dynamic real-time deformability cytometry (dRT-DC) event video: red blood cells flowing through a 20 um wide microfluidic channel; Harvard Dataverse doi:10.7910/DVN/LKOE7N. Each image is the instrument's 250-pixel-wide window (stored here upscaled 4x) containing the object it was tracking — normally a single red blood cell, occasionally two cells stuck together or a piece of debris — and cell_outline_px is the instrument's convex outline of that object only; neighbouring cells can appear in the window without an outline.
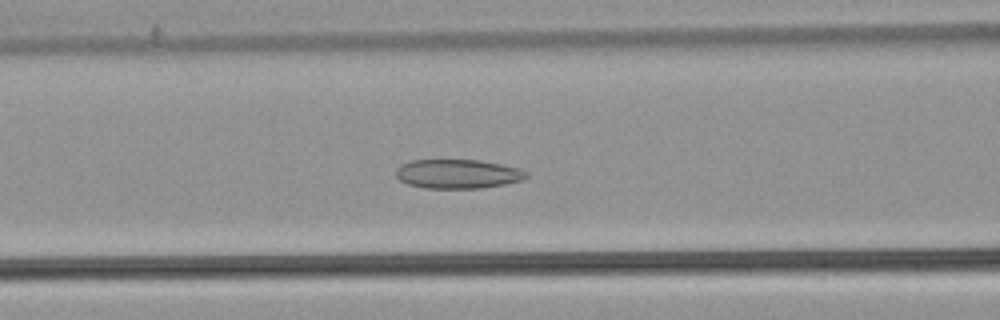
{"species": "common noctule bat (a hibernating species)", "species_latin": "Nyctalus noctula", "temperature_condition": "warm", "stored_images_in_passage": 54, "camera_frame_rate_fps": 3000, "um_per_image_px": 0.085, "animal": {"sex": "male", "body_mass_g": 21.5, "forearm_length_mm": 52.0}, "frame": {"image": 1, "passage_image": 23, "time_ms": 7.333, "image_size_px": [1000, 320], "cell_outline_px": [[528, 176], [520, 180], [504, 184], [480, 188], [424, 188], [408, 184], [400, 180], [396, 176], [396, 168], [400, 164], [412, 160], [480, 160], [520, 168], [528, 172]], "centroid_in_image_um": [38.89, 14.77], "position_along_channel_um": 127.7, "area_um2": 22.14}}
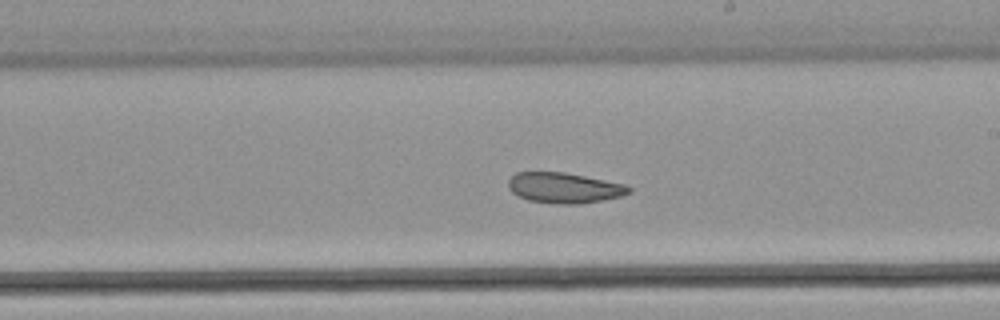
{"frame": {"image": 2, "passage_image": 32, "time_ms": 10.333, "image_size_px": [1000, 320], "cell_outline_px": [[632, 192], [620, 196], [604, 200], [580, 204], [556, 204], [528, 200], [516, 196], [508, 188], [508, 180], [516, 172], [564, 172], [624, 184], [632, 188]], "centroid_in_image_um": [47.93, 15.97], "position_along_channel_um": 241.1, "area_um2": 21.5}}
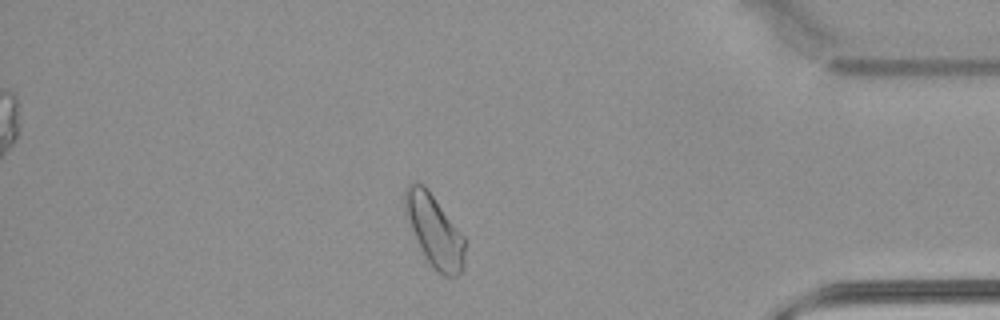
{"frame": {"image": 3, "passage_image": 47, "time_ms": 15.333, "image_size_px": [1000, 320], "cell_outline_px": [[464, 268], [456, 276], [444, 276], [436, 272], [424, 256], [412, 228], [404, 208], [404, 192], [408, 184], [416, 180], [432, 196], [464, 236]], "centroid_in_image_um": [36.93, 19.66], "position_along_channel_um": 398.3, "area_um2": 24.33}, "authors_computed_cell_mechanics": {"area_um2": 24.2182, "velocity_mm_per_s": 3.7863, "shape_relaxation_time_tau1_ms": null, "shape_relaxation_time_tau2_ms": 3.2972, "deformation_change_tau1": null, "deformation_change_tau2": 0.0991}}